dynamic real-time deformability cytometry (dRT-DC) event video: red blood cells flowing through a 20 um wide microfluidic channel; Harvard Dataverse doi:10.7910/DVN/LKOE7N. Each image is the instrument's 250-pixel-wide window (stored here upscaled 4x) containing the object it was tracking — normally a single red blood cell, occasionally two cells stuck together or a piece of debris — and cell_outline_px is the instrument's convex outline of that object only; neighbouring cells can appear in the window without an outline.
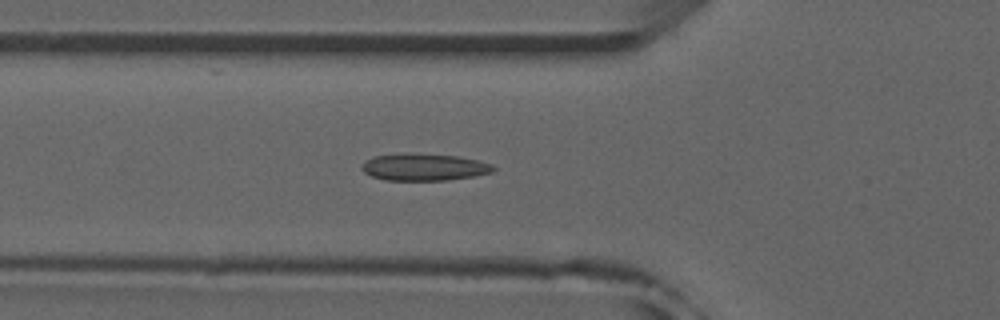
{"species": "common noctule bat (a hibernating species)", "species_latin": "Nyctalus noctula", "temperature_condition": "room temperature", "stored_images_in_passage": 47, "camera_frame_rate_fps": 3000, "um_per_image_px": 0.085, "animal": {"sex": "male", "forearm_length_mm": 52.5}, "frame": {"image": 1, "passage_image": 14, "time_ms": 4.333, "image_size_px": [1000, 320], "cell_outline_px": [[496, 168], [492, 172], [472, 176], [448, 180], [384, 180], [372, 176], [364, 172], [360, 168], [372, 156], [400, 152], [408, 152], [456, 156], [476, 160], [492, 164]], "centroid_in_image_um": [36.01, 14.19], "position_along_channel_um": 89.8, "area_um2": 20.81}, "authors_computed_cell_mechanics": {"area_um2": 19.8254, "velocity_mm_per_s": 3.9502, "shape_relaxation_time_tau1_ms": 10.4254, "shape_relaxation_time_tau2_ms": 2.4359, "deformation_change_tau1": 0.2157, "deformation_change_tau2": 0.0944}}